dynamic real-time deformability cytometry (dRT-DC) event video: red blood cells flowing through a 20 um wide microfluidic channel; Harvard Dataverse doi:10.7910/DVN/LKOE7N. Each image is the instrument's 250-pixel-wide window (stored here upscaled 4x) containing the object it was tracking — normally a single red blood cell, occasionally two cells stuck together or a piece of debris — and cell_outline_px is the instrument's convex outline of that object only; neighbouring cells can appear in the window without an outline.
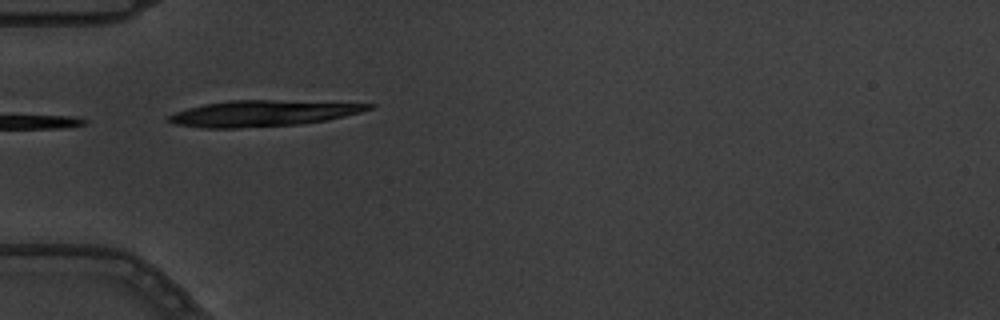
{"species": "common noctule bat (a hibernating species)", "species_latin": "Nyctalus noctula", "temperature_condition": "warm", "stored_images_in_passage": 3, "camera_frame_rate_fps": 3000, "um_per_image_px": 0.085, "animal": {"sex": "male", "body_mass_g": 19.5, "forearm_length_mm": 54.6}, "frame": {"image": 1, "passage_image": 3, "time_ms": 0.667, "image_size_px": [1000, 320], "cell_outline_px": [[376, 104], [372, 108], [360, 112], [328, 120], [300, 124], [236, 128], [200, 128], [176, 124], [164, 120], [168, 116], [176, 112], [188, 108], [204, 104], [228, 100], [272, 100]], "centroid_in_image_um": [22.29, 9.64], "position_along_channel_um": 62.7, "area_um2": 30.17}}